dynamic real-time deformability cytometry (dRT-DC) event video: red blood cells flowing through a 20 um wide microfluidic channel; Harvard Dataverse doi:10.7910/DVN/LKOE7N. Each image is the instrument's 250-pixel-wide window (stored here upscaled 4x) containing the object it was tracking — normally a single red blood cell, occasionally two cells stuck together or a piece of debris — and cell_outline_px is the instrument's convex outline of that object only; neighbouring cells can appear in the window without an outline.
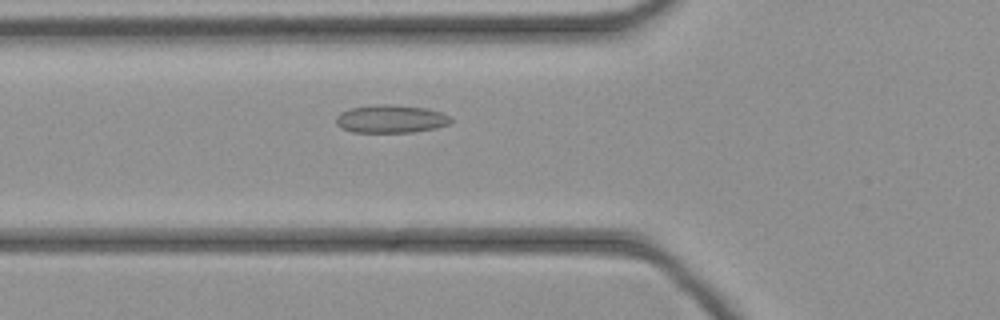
{"species": "common noctule bat (a hibernating species)", "species_latin": "Nyctalus noctula", "temperature_condition": "cold", "stored_images_in_passage": 43, "camera_frame_rate_fps": 3000, "um_per_image_px": 0.085, "animal": {"sex": "female", "body_mass_g": 21.9}, "frame": {"image": 1, "passage_image": 14, "time_ms": 4.333, "image_size_px": [1000, 320], "cell_outline_px": [[452, 120], [448, 124], [436, 128], [412, 132], [352, 132], [340, 128], [336, 124], [336, 116], [340, 112], [348, 108], [376, 104], [388, 104], [424, 108], [440, 112], [448, 116]], "centroid_in_image_um": [33.15, 10.11], "position_along_channel_um": 92.6, "area_um2": 18.73}}
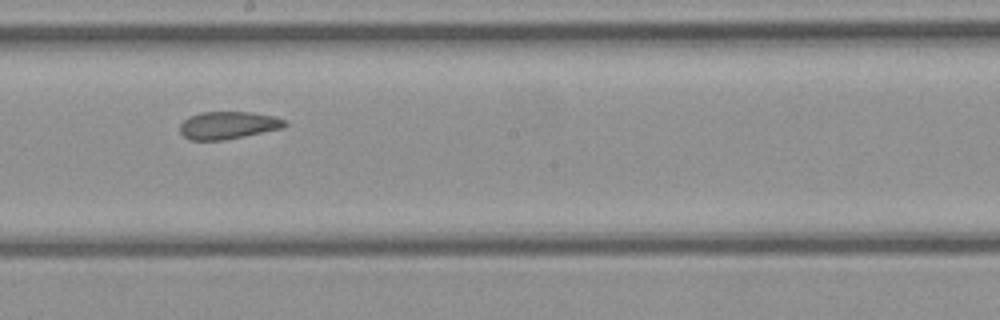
{"frame": {"image": 2, "passage_image": 23, "time_ms": 7.333, "image_size_px": [1000, 320], "cell_outline_px": [[288, 124], [284, 128], [224, 140], [188, 140], [180, 132], [180, 124], [184, 120], [200, 112], [252, 112], [276, 116], [284, 120]], "centroid_in_image_um": [19.41, 10.65], "position_along_channel_um": 228.8, "area_um2": 16.88}}
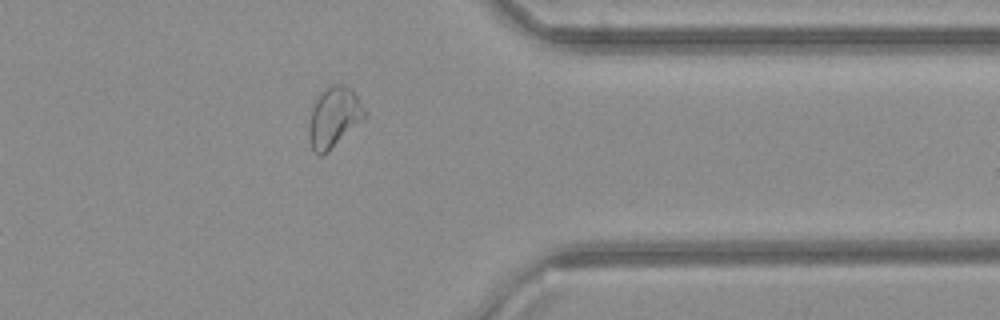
{"frame": {"image": 3, "passage_image": 34, "time_ms": 11.0, "image_size_px": [1000, 320], "cell_outline_px": [[368, 116], [364, 120], [328, 152], [320, 156], [316, 156], [312, 148], [308, 132], [308, 124], [312, 108], [316, 96], [320, 92], [332, 84], [344, 84], [352, 88], [364, 108]], "centroid_in_image_um": [28.39, 9.97], "position_along_channel_um": 383.0, "area_um2": 20.0}}